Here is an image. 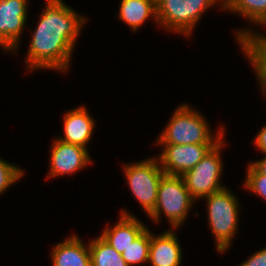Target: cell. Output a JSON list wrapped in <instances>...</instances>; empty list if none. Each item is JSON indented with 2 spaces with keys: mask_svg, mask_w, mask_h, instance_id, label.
I'll return each mask as SVG.
<instances>
[{
  "mask_svg": "<svg viewBox=\"0 0 266 266\" xmlns=\"http://www.w3.org/2000/svg\"><path fill=\"white\" fill-rule=\"evenodd\" d=\"M50 166L47 178L73 175L92 164L89 150L79 145L65 143L57 138L52 142Z\"/></svg>",
  "mask_w": 266,
  "mask_h": 266,
  "instance_id": "10",
  "label": "cell"
},
{
  "mask_svg": "<svg viewBox=\"0 0 266 266\" xmlns=\"http://www.w3.org/2000/svg\"><path fill=\"white\" fill-rule=\"evenodd\" d=\"M51 252L52 266H91L89 243L86 246L75 234L57 243Z\"/></svg>",
  "mask_w": 266,
  "mask_h": 266,
  "instance_id": "15",
  "label": "cell"
},
{
  "mask_svg": "<svg viewBox=\"0 0 266 266\" xmlns=\"http://www.w3.org/2000/svg\"><path fill=\"white\" fill-rule=\"evenodd\" d=\"M206 117L186 103L179 105L156 140V144L189 145L199 143H218L225 134V127L220 126L217 133H212ZM219 130V131H218Z\"/></svg>",
  "mask_w": 266,
  "mask_h": 266,
  "instance_id": "2",
  "label": "cell"
},
{
  "mask_svg": "<svg viewBox=\"0 0 266 266\" xmlns=\"http://www.w3.org/2000/svg\"><path fill=\"white\" fill-rule=\"evenodd\" d=\"M95 123L84 105L68 110L63 116L64 136H58L57 139L88 149L87 144L92 138Z\"/></svg>",
  "mask_w": 266,
  "mask_h": 266,
  "instance_id": "12",
  "label": "cell"
},
{
  "mask_svg": "<svg viewBox=\"0 0 266 266\" xmlns=\"http://www.w3.org/2000/svg\"><path fill=\"white\" fill-rule=\"evenodd\" d=\"M223 0H163L157 8L159 27L190 37L207 9Z\"/></svg>",
  "mask_w": 266,
  "mask_h": 266,
  "instance_id": "5",
  "label": "cell"
},
{
  "mask_svg": "<svg viewBox=\"0 0 266 266\" xmlns=\"http://www.w3.org/2000/svg\"><path fill=\"white\" fill-rule=\"evenodd\" d=\"M119 5L118 19L134 33L151 17L157 22V8L151 0H121Z\"/></svg>",
  "mask_w": 266,
  "mask_h": 266,
  "instance_id": "16",
  "label": "cell"
},
{
  "mask_svg": "<svg viewBox=\"0 0 266 266\" xmlns=\"http://www.w3.org/2000/svg\"><path fill=\"white\" fill-rule=\"evenodd\" d=\"M150 249V230L147 227L130 245L121 253L122 258L129 266L148 263Z\"/></svg>",
  "mask_w": 266,
  "mask_h": 266,
  "instance_id": "19",
  "label": "cell"
},
{
  "mask_svg": "<svg viewBox=\"0 0 266 266\" xmlns=\"http://www.w3.org/2000/svg\"><path fill=\"white\" fill-rule=\"evenodd\" d=\"M238 266H266V248L258 250Z\"/></svg>",
  "mask_w": 266,
  "mask_h": 266,
  "instance_id": "22",
  "label": "cell"
},
{
  "mask_svg": "<svg viewBox=\"0 0 266 266\" xmlns=\"http://www.w3.org/2000/svg\"><path fill=\"white\" fill-rule=\"evenodd\" d=\"M265 157L260 159V160H256L253 162H250V164L260 173L263 175H266V153Z\"/></svg>",
  "mask_w": 266,
  "mask_h": 266,
  "instance_id": "24",
  "label": "cell"
},
{
  "mask_svg": "<svg viewBox=\"0 0 266 266\" xmlns=\"http://www.w3.org/2000/svg\"><path fill=\"white\" fill-rule=\"evenodd\" d=\"M151 1L157 7L163 0H151Z\"/></svg>",
  "mask_w": 266,
  "mask_h": 266,
  "instance_id": "25",
  "label": "cell"
},
{
  "mask_svg": "<svg viewBox=\"0 0 266 266\" xmlns=\"http://www.w3.org/2000/svg\"><path fill=\"white\" fill-rule=\"evenodd\" d=\"M215 144H159L163 149L157 159L165 174L182 176L196 166Z\"/></svg>",
  "mask_w": 266,
  "mask_h": 266,
  "instance_id": "8",
  "label": "cell"
},
{
  "mask_svg": "<svg viewBox=\"0 0 266 266\" xmlns=\"http://www.w3.org/2000/svg\"><path fill=\"white\" fill-rule=\"evenodd\" d=\"M182 249L175 230H165L157 236L150 232L148 263L151 266H181Z\"/></svg>",
  "mask_w": 266,
  "mask_h": 266,
  "instance_id": "14",
  "label": "cell"
},
{
  "mask_svg": "<svg viewBox=\"0 0 266 266\" xmlns=\"http://www.w3.org/2000/svg\"><path fill=\"white\" fill-rule=\"evenodd\" d=\"M244 187L266 201V175L260 174L250 163L247 167Z\"/></svg>",
  "mask_w": 266,
  "mask_h": 266,
  "instance_id": "21",
  "label": "cell"
},
{
  "mask_svg": "<svg viewBox=\"0 0 266 266\" xmlns=\"http://www.w3.org/2000/svg\"><path fill=\"white\" fill-rule=\"evenodd\" d=\"M127 185L134 198L139 202L146 216L156 206L158 185L165 174L155 156L131 164H123Z\"/></svg>",
  "mask_w": 266,
  "mask_h": 266,
  "instance_id": "7",
  "label": "cell"
},
{
  "mask_svg": "<svg viewBox=\"0 0 266 266\" xmlns=\"http://www.w3.org/2000/svg\"><path fill=\"white\" fill-rule=\"evenodd\" d=\"M91 266H129L112 246L100 236L89 242Z\"/></svg>",
  "mask_w": 266,
  "mask_h": 266,
  "instance_id": "18",
  "label": "cell"
},
{
  "mask_svg": "<svg viewBox=\"0 0 266 266\" xmlns=\"http://www.w3.org/2000/svg\"><path fill=\"white\" fill-rule=\"evenodd\" d=\"M226 145L223 138L216 143L191 170L182 175L185 186L194 201L208 197L226 186L222 185L223 161L221 152Z\"/></svg>",
  "mask_w": 266,
  "mask_h": 266,
  "instance_id": "6",
  "label": "cell"
},
{
  "mask_svg": "<svg viewBox=\"0 0 266 266\" xmlns=\"http://www.w3.org/2000/svg\"><path fill=\"white\" fill-rule=\"evenodd\" d=\"M120 214L117 223L112 227L108 224L99 236L121 254L147 226L124 209Z\"/></svg>",
  "mask_w": 266,
  "mask_h": 266,
  "instance_id": "13",
  "label": "cell"
},
{
  "mask_svg": "<svg viewBox=\"0 0 266 266\" xmlns=\"http://www.w3.org/2000/svg\"><path fill=\"white\" fill-rule=\"evenodd\" d=\"M222 9L238 13L253 26H266V0H223Z\"/></svg>",
  "mask_w": 266,
  "mask_h": 266,
  "instance_id": "17",
  "label": "cell"
},
{
  "mask_svg": "<svg viewBox=\"0 0 266 266\" xmlns=\"http://www.w3.org/2000/svg\"><path fill=\"white\" fill-rule=\"evenodd\" d=\"M87 20L63 0H46L26 54L28 71L55 69L67 73L76 40Z\"/></svg>",
  "mask_w": 266,
  "mask_h": 266,
  "instance_id": "1",
  "label": "cell"
},
{
  "mask_svg": "<svg viewBox=\"0 0 266 266\" xmlns=\"http://www.w3.org/2000/svg\"><path fill=\"white\" fill-rule=\"evenodd\" d=\"M253 141L256 148L262 153H266V125L260 129Z\"/></svg>",
  "mask_w": 266,
  "mask_h": 266,
  "instance_id": "23",
  "label": "cell"
},
{
  "mask_svg": "<svg viewBox=\"0 0 266 266\" xmlns=\"http://www.w3.org/2000/svg\"><path fill=\"white\" fill-rule=\"evenodd\" d=\"M24 172L19 166L0 158V195L22 179Z\"/></svg>",
  "mask_w": 266,
  "mask_h": 266,
  "instance_id": "20",
  "label": "cell"
},
{
  "mask_svg": "<svg viewBox=\"0 0 266 266\" xmlns=\"http://www.w3.org/2000/svg\"><path fill=\"white\" fill-rule=\"evenodd\" d=\"M253 30L255 29H238L235 37L256 73L261 93L266 95V34Z\"/></svg>",
  "mask_w": 266,
  "mask_h": 266,
  "instance_id": "11",
  "label": "cell"
},
{
  "mask_svg": "<svg viewBox=\"0 0 266 266\" xmlns=\"http://www.w3.org/2000/svg\"><path fill=\"white\" fill-rule=\"evenodd\" d=\"M194 202L182 176L164 174L158 185L156 206L148 217L157 224L164 214L171 229H177L192 211Z\"/></svg>",
  "mask_w": 266,
  "mask_h": 266,
  "instance_id": "4",
  "label": "cell"
},
{
  "mask_svg": "<svg viewBox=\"0 0 266 266\" xmlns=\"http://www.w3.org/2000/svg\"><path fill=\"white\" fill-rule=\"evenodd\" d=\"M28 0H0V45L17 53L28 15Z\"/></svg>",
  "mask_w": 266,
  "mask_h": 266,
  "instance_id": "9",
  "label": "cell"
},
{
  "mask_svg": "<svg viewBox=\"0 0 266 266\" xmlns=\"http://www.w3.org/2000/svg\"><path fill=\"white\" fill-rule=\"evenodd\" d=\"M203 199H206L208 223L216 250L225 253L238 232L239 199L227 187Z\"/></svg>",
  "mask_w": 266,
  "mask_h": 266,
  "instance_id": "3",
  "label": "cell"
}]
</instances>
